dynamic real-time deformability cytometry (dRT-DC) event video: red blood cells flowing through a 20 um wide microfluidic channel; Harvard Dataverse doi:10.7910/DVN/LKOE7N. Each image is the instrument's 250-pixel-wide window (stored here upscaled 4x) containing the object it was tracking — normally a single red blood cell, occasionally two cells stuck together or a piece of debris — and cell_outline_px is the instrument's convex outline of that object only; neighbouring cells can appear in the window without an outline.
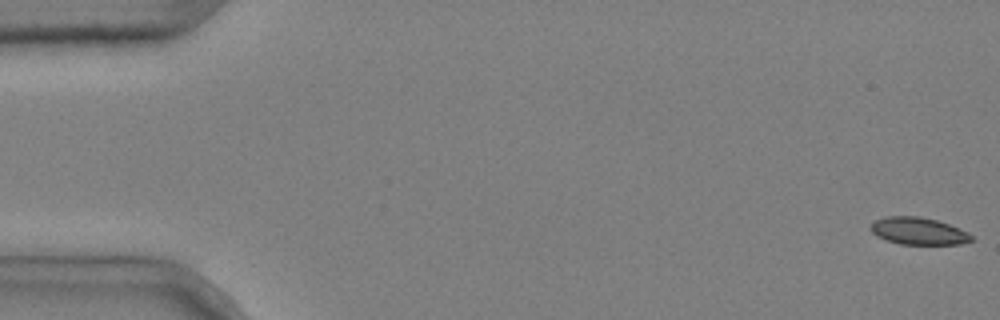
{"species": "common noctule bat (a hibernating species)", "species_latin": "Nyctalus noctula", "temperature_condition": "cold", "stored_images_in_passage": 5, "camera_frame_rate_fps": 3000, "um_per_image_px": 0.085, "animal": {"sex": "male", "body_mass_g": 20.4}, "frame": {"image": 1, "passage_image": 1, "time_ms": 0.0, "image_size_px": [1000, 320], "cell_outline_px": [[972, 240], [960, 244], [900, 244], [876, 236], [868, 228], [876, 220], [884, 216], [920, 216], [936, 220], [948, 224], [968, 232], [972, 236]], "centroid_in_image_um": [78.04, 19.63], "position_along_channel_um": 7.0, "area_um2": 15.9}}
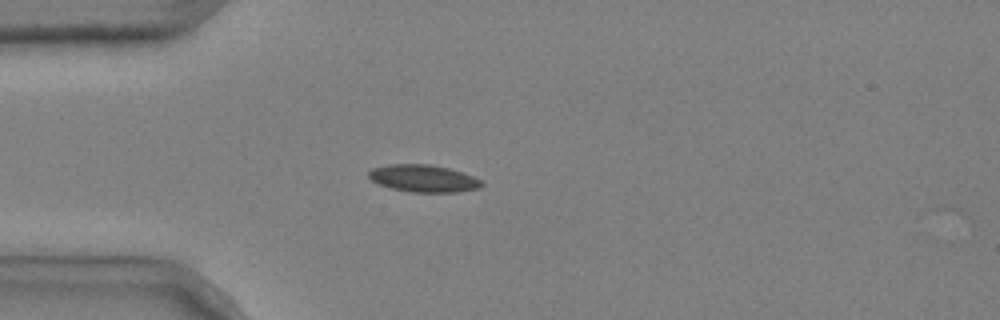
{"frame": {"image": 2, "passage_image": 5, "time_ms": 1.333, "image_size_px": [1000, 320], "cell_outline_px": [[484, 184], [480, 188], [456, 192], [412, 192], [392, 188], [380, 184], [372, 180], [368, 176], [368, 172], [372, 168], [388, 164], [428, 164], [448, 168], [472, 176], [480, 180]], "centroid_in_image_um": [35.98, 15.16], "position_along_channel_um": 49.0, "area_um2": 17.74}}